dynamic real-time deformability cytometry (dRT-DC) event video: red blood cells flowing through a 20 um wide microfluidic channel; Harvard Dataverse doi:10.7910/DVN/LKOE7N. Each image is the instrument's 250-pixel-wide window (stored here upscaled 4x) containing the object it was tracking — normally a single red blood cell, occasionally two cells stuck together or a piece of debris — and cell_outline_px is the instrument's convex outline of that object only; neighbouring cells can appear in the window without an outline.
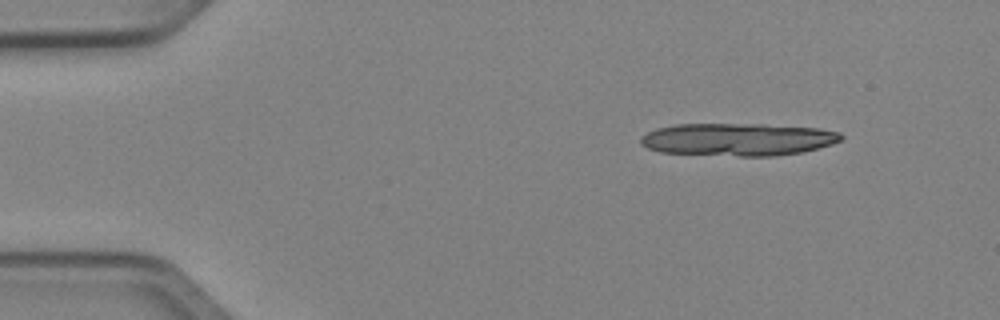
{"species": "Egyptian fruit bat (a non-hibernating species)", "species_latin": "Rousettus aegyptiacus", "temperature_condition": "cold", "stored_images_in_passage": 9, "camera_frame_rate_fps": 3000, "um_per_image_px": 0.085, "animal": {"sex": "female"}, "frame": {"image": 1, "passage_image": 1, "time_ms": 0.0, "image_size_px": [1000, 320], "cell_outline_px": [[844, 140], [832, 144], [804, 152], [776, 156], [740, 156], [660, 152], [648, 148], [640, 144], [640, 136], [656, 128], [676, 124], [764, 124], [820, 128], [840, 132], [844, 136]], "centroid_in_image_um": [62.76, 11.85], "position_along_channel_um": 22.2, "area_um2": 38.49}}